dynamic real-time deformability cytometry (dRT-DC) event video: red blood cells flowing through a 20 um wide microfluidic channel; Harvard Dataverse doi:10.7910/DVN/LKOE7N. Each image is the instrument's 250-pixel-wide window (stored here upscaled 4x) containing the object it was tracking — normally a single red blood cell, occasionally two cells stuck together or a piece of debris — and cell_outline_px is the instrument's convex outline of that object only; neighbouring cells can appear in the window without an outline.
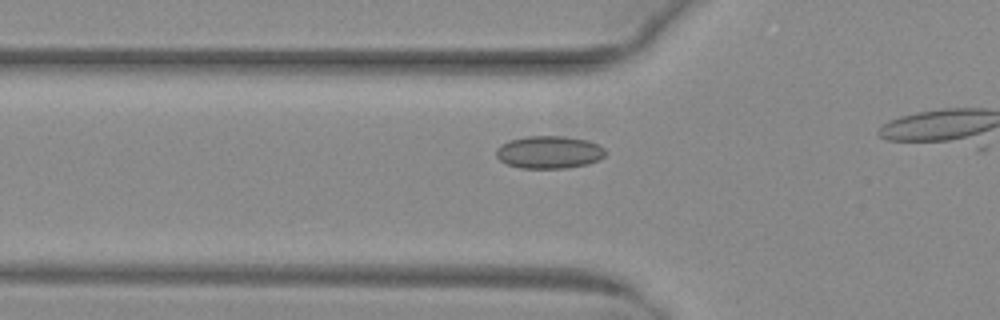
{"species": "common noctule bat (a hibernating species)", "species_latin": "Nyctalus noctula", "temperature_condition": "warm", "stored_images_in_passage": 17, "camera_frame_rate_fps": 3000, "um_per_image_px": 0.085, "animal": {"sex": "female", "body_mass_g": 29.2, "forearm_length_mm": 56.3}, "frame": {"image": 1, "passage_image": 12, "time_ms": 3.667, "image_size_px": [1000, 320], "cell_outline_px": [[604, 156], [600, 160], [588, 164], [568, 168], [520, 168], [508, 164], [500, 160], [496, 156], [496, 148], [500, 144], [508, 140], [524, 136], [564, 136], [588, 140], [600, 144], [604, 148]], "centroid_in_image_um": [46.67, 12.93], "position_along_channel_um": 79.1, "area_um2": 21.04}}
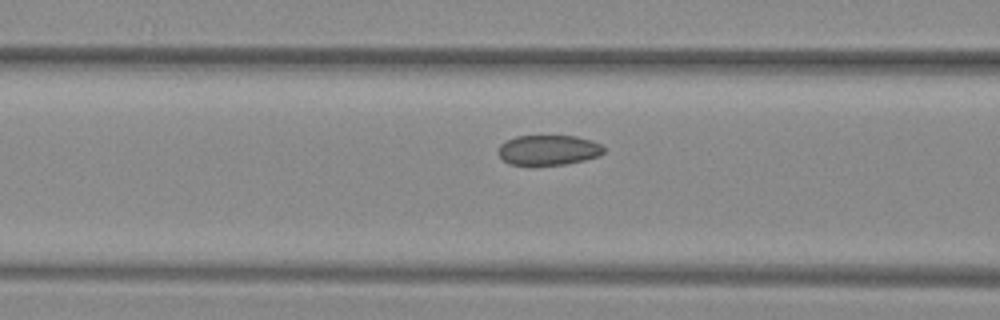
{"frame": {"image": 2, "passage_image": 15, "time_ms": 4.667, "image_size_px": [1000, 320], "cell_outline_px": [[604, 152], [600, 156], [584, 160], [564, 164], [508, 164], [496, 152], [500, 144], [516, 136], [576, 136], [592, 140], [600, 144], [604, 148]], "centroid_in_image_um": [46.62, 12.74], "position_along_channel_um": 120.0, "area_um2": 18.38}}